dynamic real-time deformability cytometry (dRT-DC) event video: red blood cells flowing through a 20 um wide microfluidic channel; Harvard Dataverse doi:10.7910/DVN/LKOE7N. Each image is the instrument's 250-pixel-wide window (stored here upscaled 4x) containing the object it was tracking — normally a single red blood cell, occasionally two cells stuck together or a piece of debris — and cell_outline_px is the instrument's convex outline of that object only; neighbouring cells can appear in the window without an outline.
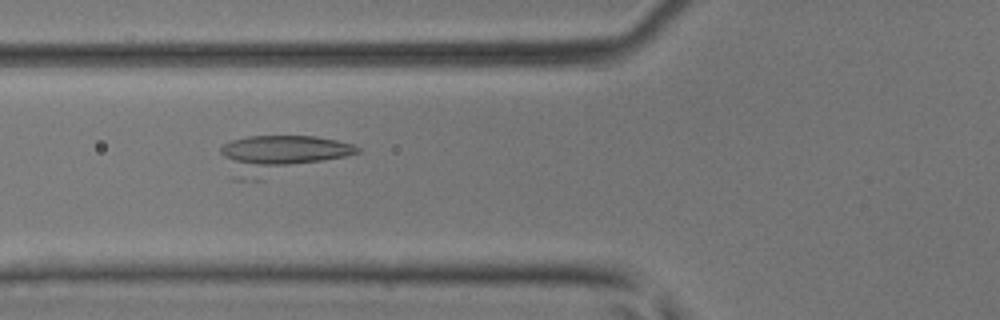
{"species": "common noctule bat (a hibernating species)", "species_latin": "Nyctalus noctula", "temperature_condition": "room temperature", "stored_images_in_passage": 32, "camera_frame_rate_fps": 3000, "um_per_image_px": 0.085, "animal": {"sex": "male", "body_mass_g": 17.9, "forearm_length_mm": 54.2}, "frame": {"image": 1, "passage_image": 5, "time_ms": 1.333, "image_size_px": [1000, 320], "cell_outline_px": [[360, 152], [348, 156], [264, 180], [252, 180], [224, 156], [220, 152], [220, 148], [224, 144], [232, 140], [248, 136], [316, 136], [336, 140], [352, 144], [360, 148]], "centroid_in_image_um": [24.05, 13.09], "position_along_channel_um": 101.8, "area_um2": 29.36}}
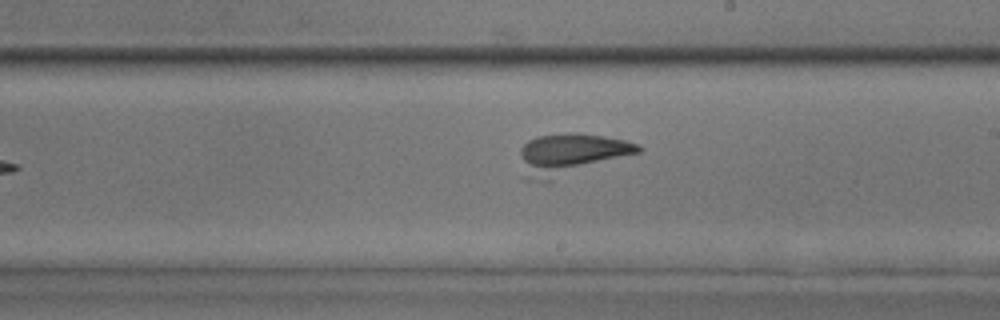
{"frame": {"image": 2, "passage_image": 15, "time_ms": 4.667, "image_size_px": [1000, 320], "cell_outline_px": [[644, 148], [640, 152], [548, 180], [524, 180], [520, 156], [520, 148], [528, 140], [536, 136], [568, 132], [576, 132], [624, 140], [640, 144]], "centroid_in_image_um": [48.47, 13.07], "position_along_channel_um": 240.5, "area_um2": 28.03}}
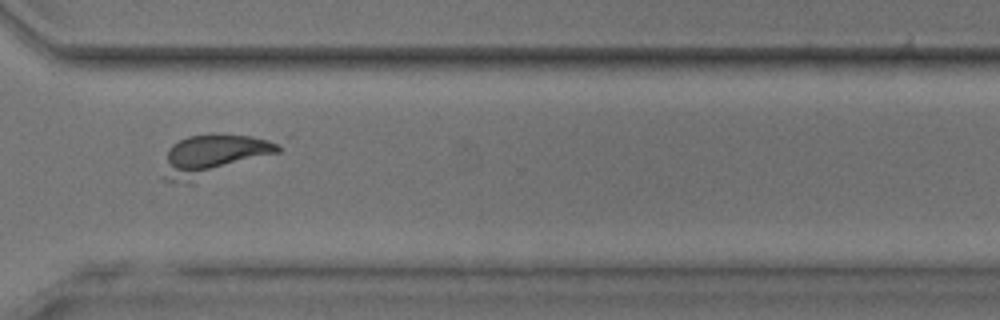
{"frame": {"image": 3, "passage_image": 23, "time_ms": 7.333, "image_size_px": [1000, 320], "cell_outline_px": [[284, 140], [280, 152], [192, 184], [160, 180], [160, 176], [168, 148], [172, 144], [188, 136], [252, 136]], "centroid_in_image_um": [18.17, 13.27], "position_along_channel_um": 352.4, "area_um2": 28.55}}